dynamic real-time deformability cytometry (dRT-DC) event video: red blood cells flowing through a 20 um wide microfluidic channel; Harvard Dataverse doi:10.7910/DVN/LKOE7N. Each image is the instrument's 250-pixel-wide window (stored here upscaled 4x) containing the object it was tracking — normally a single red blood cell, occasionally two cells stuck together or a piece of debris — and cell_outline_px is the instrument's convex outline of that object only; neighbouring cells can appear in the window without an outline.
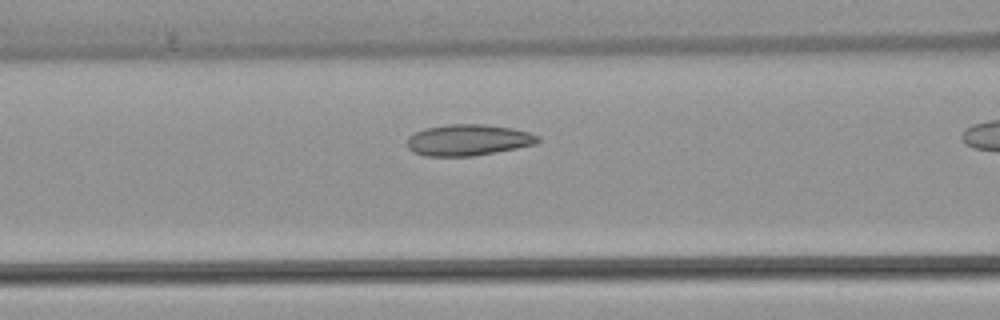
{"species": "common noctule bat (a hibernating species)", "species_latin": "Nyctalus noctula", "temperature_condition": "warm", "stored_images_in_passage": 24, "camera_frame_rate_fps": 3000, "um_per_image_px": 0.085, "animal": {"sex": "female", "body_mass_g": 22.7, "forearm_length_mm": 54.2}, "frame": {"image": 1, "passage_image": 14, "time_ms": 4.333, "image_size_px": [1000, 320], "cell_outline_px": [[540, 140], [536, 144], [516, 148], [472, 156], [424, 156], [412, 152], [408, 148], [408, 136], [416, 132], [428, 128], [448, 124], [484, 124], [512, 128], [528, 132], [540, 136]], "centroid_in_image_um": [39.8, 11.9], "position_along_channel_um": 126.8, "area_um2": 23.7}}
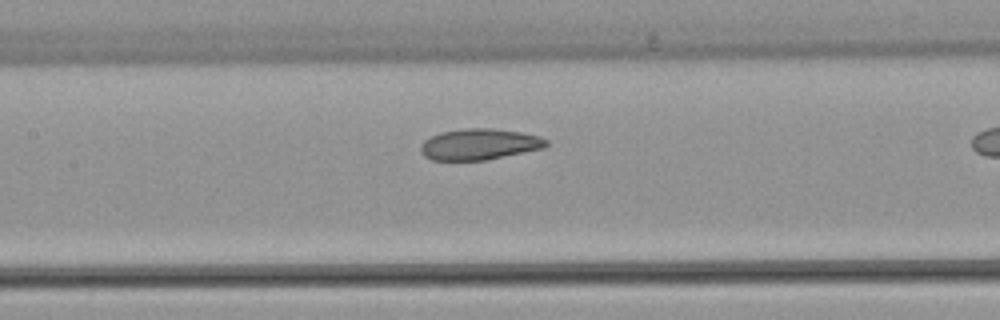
{"frame": {"image": 2, "passage_image": 17, "time_ms": 5.333, "image_size_px": [1000, 320], "cell_outline_px": [[548, 144], [544, 148], [484, 160], [432, 160], [424, 156], [420, 152], [420, 148], [424, 140], [440, 132], [464, 128], [492, 128], [520, 132], [540, 136], [548, 140]], "centroid_in_image_um": [40.74, 12.26], "position_along_channel_um": 166.7, "area_um2": 22.72}}